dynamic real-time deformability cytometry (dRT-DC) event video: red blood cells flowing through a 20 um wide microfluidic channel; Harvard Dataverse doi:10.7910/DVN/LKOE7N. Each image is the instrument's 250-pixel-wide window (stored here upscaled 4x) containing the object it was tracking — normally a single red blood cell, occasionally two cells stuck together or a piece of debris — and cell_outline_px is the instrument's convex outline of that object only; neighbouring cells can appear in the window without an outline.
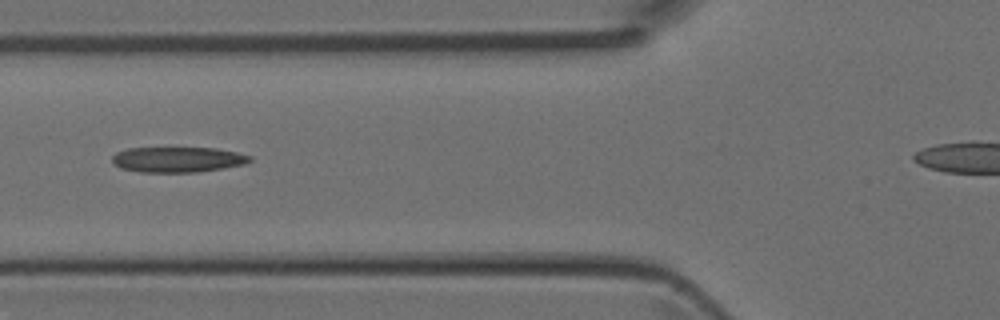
{"species": "Egyptian fruit bat (a non-hibernating species)", "species_latin": "Rousettus aegyptiacus", "temperature_condition": "room temperature", "stored_images_in_passage": 3, "camera_frame_rate_fps": 3000, "um_per_image_px": 0.085, "animal": {"sex": "female"}, "frame": {"image": 1, "passage_image": 3, "time_ms": 0.667, "image_size_px": [1000, 320], "cell_outline_px": [[252, 160], [244, 164], [224, 168], [196, 172], [140, 172], [120, 168], [112, 164], [112, 156], [116, 152], [128, 148], [216, 148], [236, 152], [252, 156]], "centroid_in_image_um": [15.08, 13.56], "position_along_channel_um": 110.7, "area_um2": 20.46}}